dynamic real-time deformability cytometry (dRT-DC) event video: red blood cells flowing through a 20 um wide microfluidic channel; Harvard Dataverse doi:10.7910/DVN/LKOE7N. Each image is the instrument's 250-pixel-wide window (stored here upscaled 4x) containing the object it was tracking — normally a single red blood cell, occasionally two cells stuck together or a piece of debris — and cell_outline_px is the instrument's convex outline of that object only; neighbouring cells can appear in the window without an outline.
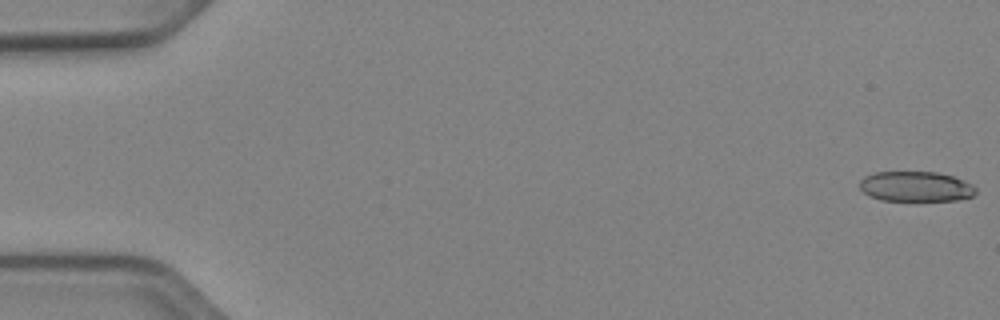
{"species": "Egyptian fruit bat (a non-hibernating species)", "species_latin": "Rousettus aegyptiacus", "temperature_condition": "cold", "stored_images_in_passage": 17, "camera_frame_rate_fps": 3000, "um_per_image_px": 0.085, "animal": {"sex": "female"}, "frame": {"image": 1, "passage_image": 1, "time_ms": 0.0, "image_size_px": [1000, 320], "cell_outline_px": [[976, 192], [972, 196], [956, 200], [880, 200], [868, 196], [860, 188], [860, 180], [864, 176], [876, 172], [936, 172], [952, 176], [964, 180], [972, 184], [976, 188]], "centroid_in_image_um": [77.83, 15.85], "position_along_channel_um": 7.2, "area_um2": 20.35}}
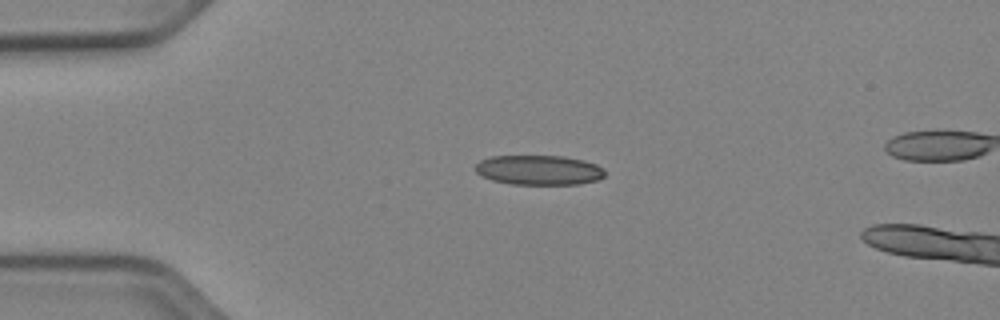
{"frame": {"image": 2, "passage_image": 13, "time_ms": 4.0, "image_size_px": [1000, 320], "cell_outline_px": [[604, 176], [596, 180], [580, 184], [512, 184], [492, 180], [480, 176], [472, 168], [480, 160], [492, 156], [564, 156], [584, 160], [596, 164], [604, 168]], "centroid_in_image_um": [45.77, 14.45], "position_along_channel_um": 39.2, "area_um2": 22.6}}